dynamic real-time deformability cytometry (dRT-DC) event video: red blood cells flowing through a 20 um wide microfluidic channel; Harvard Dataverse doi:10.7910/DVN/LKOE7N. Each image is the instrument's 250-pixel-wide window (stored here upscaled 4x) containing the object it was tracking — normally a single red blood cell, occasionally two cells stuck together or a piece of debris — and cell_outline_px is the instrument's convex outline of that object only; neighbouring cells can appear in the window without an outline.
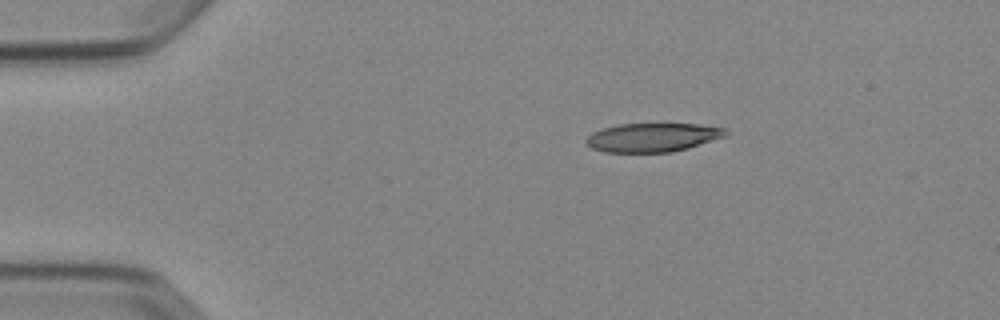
{"species": "Egyptian fruit bat (a non-hibernating species)", "species_latin": "Rousettus aegyptiacus", "temperature_condition": "cold", "stored_images_in_passage": 5, "camera_frame_rate_fps": 3000, "um_per_image_px": 0.085, "animal": {"sex": "female"}, "frame": {"image": 1, "passage_image": 1, "time_ms": 0.0, "image_size_px": [1000, 320], "cell_outline_px": [[728, 136], [688, 148], [672, 152], [604, 152], [592, 148], [584, 144], [584, 140], [592, 132], [604, 128], [620, 124], [700, 124], [724, 128], [728, 132]], "centroid_in_image_um": [55.48, 11.68], "position_along_channel_um": 29.5, "area_um2": 23.52}}
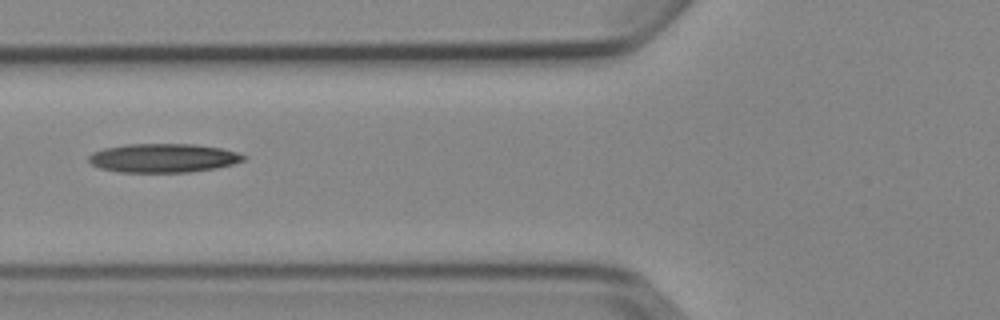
{"frame": {"image": 2, "passage_image": 4, "time_ms": 3.667, "image_size_px": [1000, 320], "cell_outline_px": [[248, 156], [244, 160], [232, 164], [216, 168], [188, 172], [116, 172], [100, 168], [92, 164], [88, 160], [88, 156], [92, 152], [104, 148], [128, 144], [192, 144], [220, 148], [236, 152]], "centroid_in_image_um": [13.85, 13.43], "position_along_channel_um": 111.9, "area_um2": 26.01}}
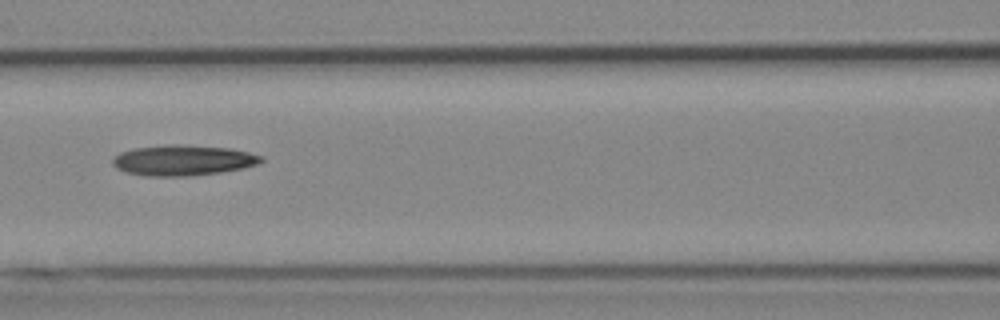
{"frame": {"image": 3, "passage_image": 5, "time_ms": 4.667, "image_size_px": [1000, 320], "cell_outline_px": [[264, 160], [256, 164], [244, 168], [220, 172], [188, 176], [144, 176], [124, 172], [116, 168], [112, 164], [112, 160], [120, 152], [132, 148], [176, 144], [228, 148], [248, 152], [264, 156]], "centroid_in_image_um": [15.53, 13.63], "position_along_channel_um": 151.1, "area_um2": 26.41}}